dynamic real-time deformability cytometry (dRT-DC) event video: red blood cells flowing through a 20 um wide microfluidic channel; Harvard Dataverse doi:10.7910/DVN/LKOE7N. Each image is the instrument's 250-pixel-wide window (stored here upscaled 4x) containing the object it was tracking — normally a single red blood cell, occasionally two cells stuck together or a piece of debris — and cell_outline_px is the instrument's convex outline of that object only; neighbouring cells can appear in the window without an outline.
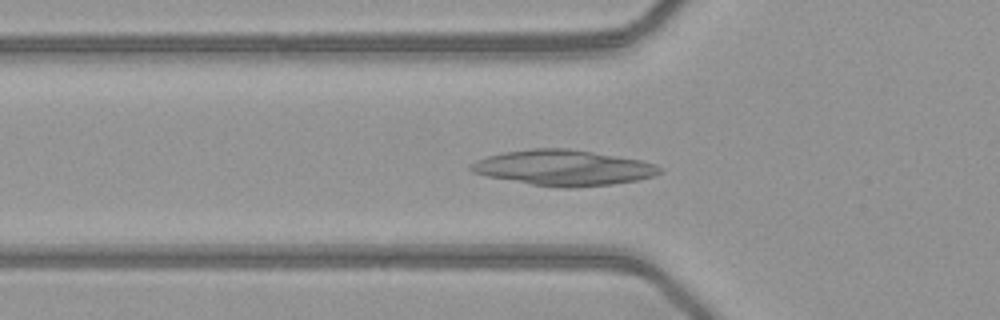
{"species": "common noctule bat (a hibernating species)", "species_latin": "Nyctalus noctula", "temperature_condition": "warm", "stored_images_in_passage": 29, "camera_frame_rate_fps": 3000, "um_per_image_px": 0.085, "animal": {"sex": "female", "body_mass_g": 21.9}, "frame": {"image": 1, "passage_image": 4, "time_ms": 1.0, "image_size_px": [1000, 320], "cell_outline_px": [[664, 172], [656, 176], [636, 180], [612, 184], [572, 188], [564, 188], [532, 184], [488, 176], [472, 172], [468, 168], [476, 160], [488, 156], [504, 152], [532, 148], [564, 148], [592, 152], [640, 160], [656, 164]], "centroid_in_image_um": [47.91, 14.26], "position_along_channel_um": 77.9, "area_um2": 38.78}}
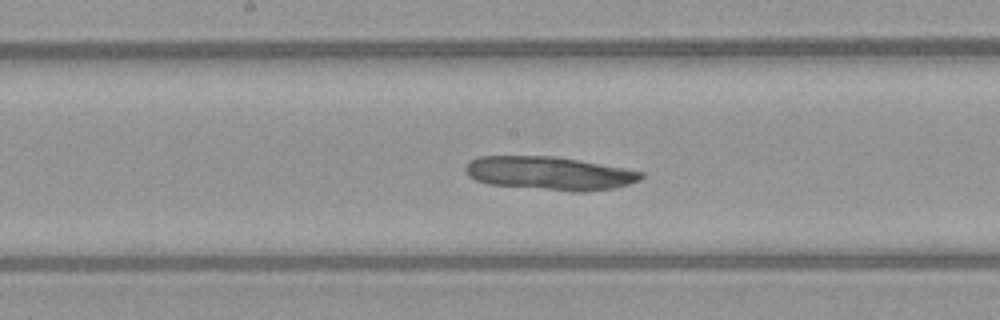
{"frame": {"image": 2, "passage_image": 13, "time_ms": 4.0, "image_size_px": [1000, 320], "cell_outline_px": [[644, 176], [640, 180], [616, 188], [584, 192], [572, 192], [488, 184], [476, 180], [468, 176], [464, 168], [468, 160], [476, 156], [556, 156], [624, 168], [644, 172]], "centroid_in_image_um": [46.69, 14.73], "position_along_channel_um": 201.5, "area_um2": 34.56}}
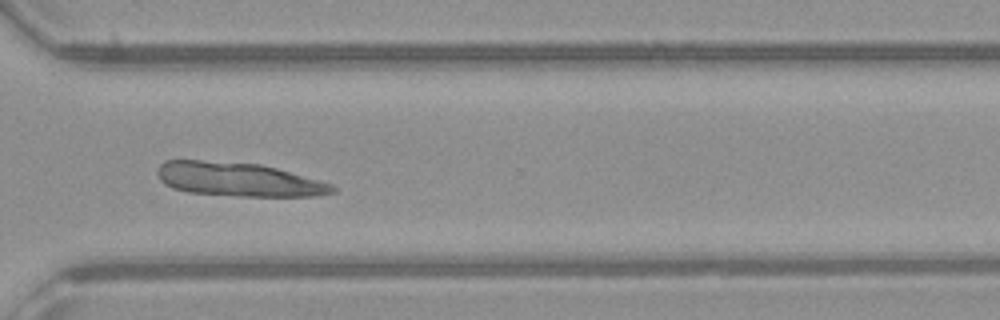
{"frame": {"image": 3, "passage_image": 24, "time_ms": 7.667, "image_size_px": [1000, 320], "cell_outline_px": [[336, 192], [316, 196], [240, 196], [188, 192], [172, 188], [164, 184], [160, 180], [156, 172], [156, 168], [164, 160], [200, 160], [260, 164], [276, 168], [320, 180], [332, 184], [336, 188]], "centroid_in_image_um": [20.24, 15.25], "position_along_channel_um": 350.4, "area_um2": 34.62}}